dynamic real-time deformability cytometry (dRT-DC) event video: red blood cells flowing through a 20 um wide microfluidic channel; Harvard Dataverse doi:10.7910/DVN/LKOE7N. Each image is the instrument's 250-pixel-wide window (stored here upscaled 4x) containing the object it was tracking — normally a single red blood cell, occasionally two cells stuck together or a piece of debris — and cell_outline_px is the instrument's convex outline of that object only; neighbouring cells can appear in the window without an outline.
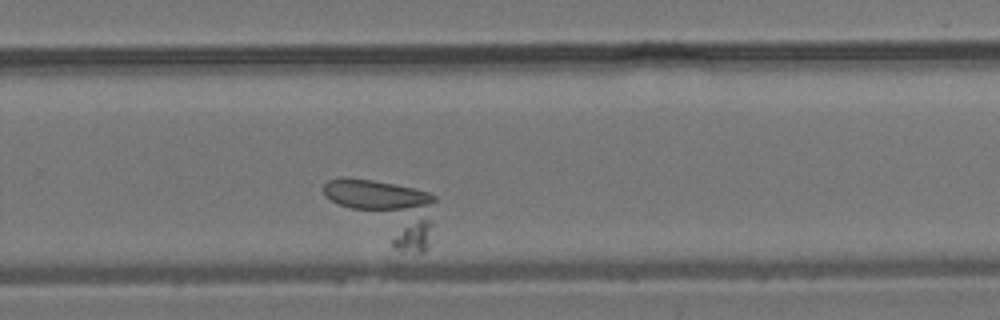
{"species": "common noctule bat (a hibernating species)", "species_latin": "Nyctalus noctula", "temperature_condition": "room temperature", "stored_images_in_passage": 31, "camera_frame_rate_fps": 3000, "um_per_image_px": 0.085, "animal": {"sex": "male", "body_mass_g": 19.2, "forearm_length_mm": 51.8}, "frame": {"image": 1, "passage_image": 20, "time_ms": 6.333, "image_size_px": [1000, 320], "cell_outline_px": [[436, 200], [432, 224], [428, 244], [424, 252], [420, 252], [396, 248], [324, 196], [324, 184], [328, 180], [340, 176], [348, 176], [372, 180], [412, 188], [428, 192], [436, 196]], "centroid_in_image_um": [32.84, 17.81], "position_along_channel_um": 297.0, "area_um2": 38.09}}